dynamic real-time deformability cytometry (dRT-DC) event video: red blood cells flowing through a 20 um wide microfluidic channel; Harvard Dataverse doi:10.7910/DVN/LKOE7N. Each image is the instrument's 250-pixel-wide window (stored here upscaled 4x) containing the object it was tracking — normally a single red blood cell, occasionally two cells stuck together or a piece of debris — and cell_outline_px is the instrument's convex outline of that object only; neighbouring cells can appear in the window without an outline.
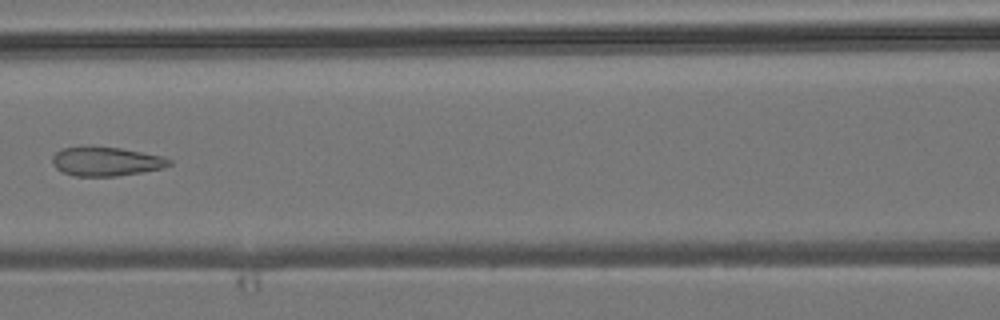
{"species": "common noctule bat (a hibernating species)", "species_latin": "Nyctalus noctula", "temperature_condition": "room temperature", "stored_images_in_passage": 6, "camera_frame_rate_fps": 3000, "um_per_image_px": 0.085, "animal": {"sex": "male", "body_mass_g": 19.2, "forearm_length_mm": 51.8}, "frame": {"image": 1, "passage_image": 5, "time_ms": 4.667, "image_size_px": [1000, 320], "cell_outline_px": [[172, 164], [164, 168], [144, 172], [116, 176], [76, 176], [64, 172], [56, 168], [52, 164], [52, 156], [60, 148], [88, 144], [92, 144], [120, 148], [164, 156], [172, 160]], "centroid_in_image_um": [9.01, 13.69], "position_along_channel_um": 157.6, "area_um2": 20.46}}
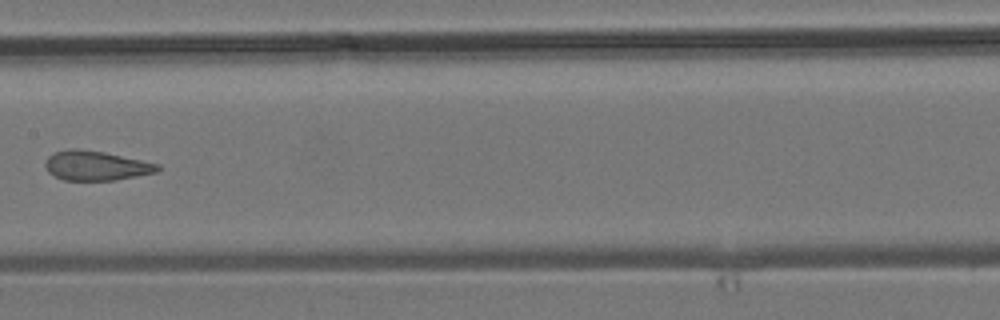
{"frame": {"image": 2, "passage_image": 6, "time_ms": 5.667, "image_size_px": [1000, 320], "cell_outline_px": [[160, 168], [156, 172], [116, 180], [64, 180], [48, 172], [44, 164], [44, 160], [52, 152], [68, 148], [76, 148], [104, 152], [160, 164]], "centroid_in_image_um": [8.12, 14.07], "position_along_channel_um": 199.3, "area_um2": 19.42}}